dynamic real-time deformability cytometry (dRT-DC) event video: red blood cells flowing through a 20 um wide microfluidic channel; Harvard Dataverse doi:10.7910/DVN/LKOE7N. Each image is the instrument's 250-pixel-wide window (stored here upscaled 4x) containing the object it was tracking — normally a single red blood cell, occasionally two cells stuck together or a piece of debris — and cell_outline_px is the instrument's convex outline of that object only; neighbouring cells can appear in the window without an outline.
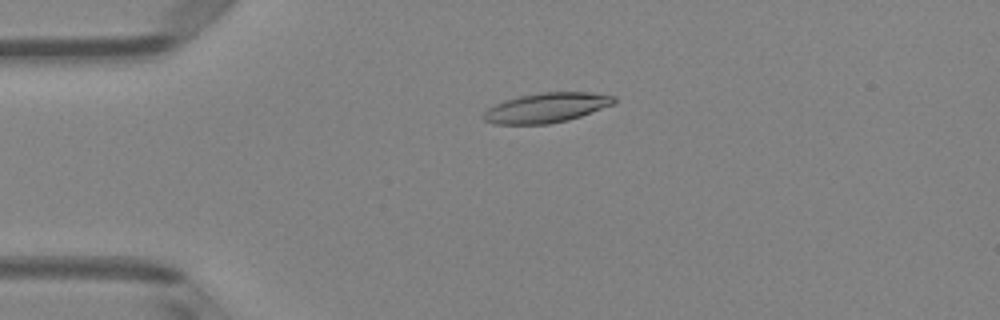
{"species": "Egyptian fruit bat (a non-hibernating species)", "species_latin": "Rousettus aegyptiacus", "temperature_condition": "room temperature", "stored_images_in_passage": 50, "camera_frame_rate_fps": 3000, "um_per_image_px": 0.085, "animal": {"sex": "female"}, "frame": {"image": 1, "passage_image": 12, "time_ms": 3.667, "image_size_px": [1000, 320], "cell_outline_px": [[616, 100], [612, 104], [580, 116], [568, 120], [548, 124], [492, 124], [484, 120], [480, 116], [488, 108], [504, 100], [520, 96], [544, 92], [588, 92], [616, 96]], "centroid_in_image_um": [46.4, 9.16], "position_along_channel_um": 38.6, "area_um2": 22.48}}
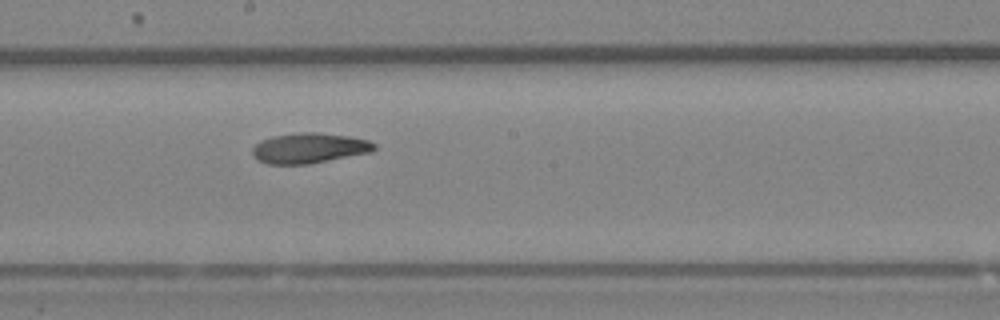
{"frame": {"image": 2, "passage_image": 28, "time_ms": 9.0, "image_size_px": [1000, 320], "cell_outline_px": [[376, 148], [372, 152], [308, 164], [268, 164], [256, 160], [252, 156], [252, 148], [260, 140], [272, 136], [300, 132], [316, 132], [348, 136], [368, 140], [376, 144]], "centroid_in_image_um": [26.25, 12.59], "position_along_channel_um": 221.9, "area_um2": 21.62}}
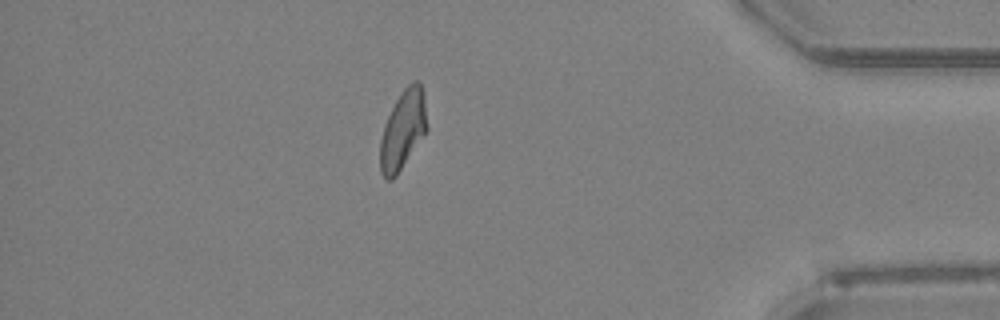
{"frame": {"image": 3, "passage_image": 44, "time_ms": 14.333, "image_size_px": [1000, 320], "cell_outline_px": [[428, 128], [396, 176], [392, 180], [384, 180], [380, 172], [380, 140], [384, 124], [400, 92], [412, 80], [420, 80], [424, 92], [428, 124]], "centroid_in_image_um": [34.25, 11.0], "position_along_channel_um": 400.9, "area_um2": 21.79}, "authors_computed_cell_mechanics": {"area_um2": 21.7906, "velocity_mm_per_s": 4.0608, "shape_relaxation_time_tau1_ms": 8.6333, "shape_relaxation_time_tau2_ms": 5.835, "deformation_change_tau1": 0.2333, "deformation_change_tau2": 0.1463}}